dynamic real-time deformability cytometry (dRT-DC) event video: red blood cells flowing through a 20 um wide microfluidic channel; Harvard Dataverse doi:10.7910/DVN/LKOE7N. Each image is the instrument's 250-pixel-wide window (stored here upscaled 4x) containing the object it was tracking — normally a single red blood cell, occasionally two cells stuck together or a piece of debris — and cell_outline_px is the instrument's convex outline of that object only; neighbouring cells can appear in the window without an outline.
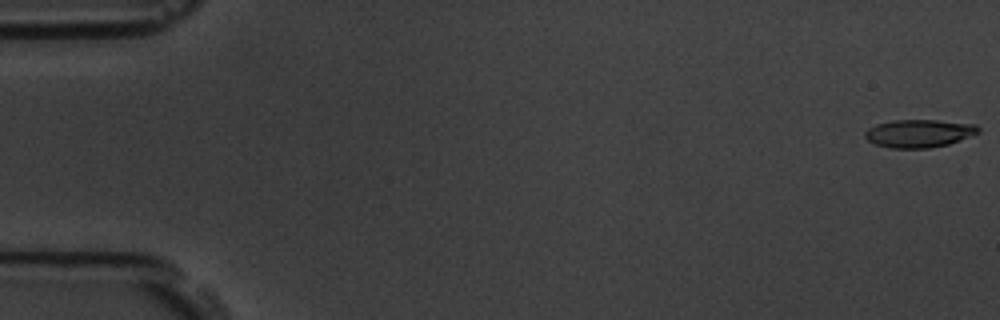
{"species": "common noctule bat (a hibernating species)", "species_latin": "Nyctalus noctula", "temperature_condition": "room temperature", "stored_images_in_passage": 6, "camera_frame_rate_fps": 3000, "um_per_image_px": 0.085, "animal": {"sex": "male", "body_mass_g": 19.5, "forearm_length_mm": 54.6}, "frame": {"image": 1, "passage_image": 1, "time_ms": 0.0, "image_size_px": [1000, 320], "cell_outline_px": [[980, 132], [960, 140], [948, 144], [928, 148], [888, 148], [876, 144], [868, 140], [864, 136], [864, 132], [868, 128], [876, 124], [892, 120], [936, 120], [976, 124], [980, 128]], "centroid_in_image_um": [78.11, 11.33], "position_along_channel_um": 6.9, "area_um2": 18.5}}
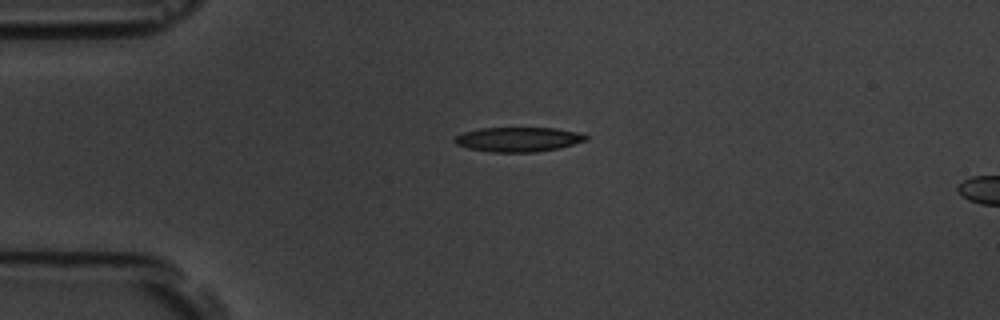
{"frame": {"image": 2, "passage_image": 5, "time_ms": 4.333, "image_size_px": [1000, 320], "cell_outline_px": [[588, 140], [560, 148], [536, 152], [492, 152], [468, 148], [456, 144], [452, 140], [456, 136], [464, 132], [480, 128], [556, 128], [576, 132], [588, 136]], "centroid_in_image_um": [44.05, 11.85], "position_along_channel_um": 40.9, "area_um2": 18.79}}